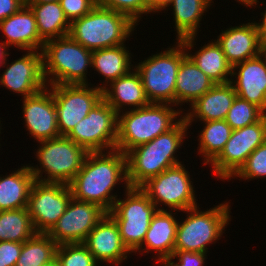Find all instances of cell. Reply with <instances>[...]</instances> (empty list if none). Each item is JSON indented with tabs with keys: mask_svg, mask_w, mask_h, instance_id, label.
Segmentation results:
<instances>
[{
	"mask_svg": "<svg viewBox=\"0 0 266 266\" xmlns=\"http://www.w3.org/2000/svg\"><path fill=\"white\" fill-rule=\"evenodd\" d=\"M264 115L259 107L236 96L225 121L232 130H236L258 122Z\"/></svg>",
	"mask_w": 266,
	"mask_h": 266,
	"instance_id": "cell-34",
	"label": "cell"
},
{
	"mask_svg": "<svg viewBox=\"0 0 266 266\" xmlns=\"http://www.w3.org/2000/svg\"><path fill=\"white\" fill-rule=\"evenodd\" d=\"M83 244L98 263L121 265L132 254L123 244L116 222L108 214L87 235Z\"/></svg>",
	"mask_w": 266,
	"mask_h": 266,
	"instance_id": "cell-19",
	"label": "cell"
},
{
	"mask_svg": "<svg viewBox=\"0 0 266 266\" xmlns=\"http://www.w3.org/2000/svg\"><path fill=\"white\" fill-rule=\"evenodd\" d=\"M71 198L68 184L35 181L27 208L36 232L47 233L64 214Z\"/></svg>",
	"mask_w": 266,
	"mask_h": 266,
	"instance_id": "cell-14",
	"label": "cell"
},
{
	"mask_svg": "<svg viewBox=\"0 0 266 266\" xmlns=\"http://www.w3.org/2000/svg\"><path fill=\"white\" fill-rule=\"evenodd\" d=\"M172 0H147L149 11L151 13H158L164 10Z\"/></svg>",
	"mask_w": 266,
	"mask_h": 266,
	"instance_id": "cell-43",
	"label": "cell"
},
{
	"mask_svg": "<svg viewBox=\"0 0 266 266\" xmlns=\"http://www.w3.org/2000/svg\"><path fill=\"white\" fill-rule=\"evenodd\" d=\"M96 5L125 14L135 24L140 22L143 14H151L147 0H96Z\"/></svg>",
	"mask_w": 266,
	"mask_h": 266,
	"instance_id": "cell-37",
	"label": "cell"
},
{
	"mask_svg": "<svg viewBox=\"0 0 266 266\" xmlns=\"http://www.w3.org/2000/svg\"><path fill=\"white\" fill-rule=\"evenodd\" d=\"M1 126H2V125H1V120H0V127H1ZM1 130H2V129L0 128V133H1ZM0 146H1V144H0Z\"/></svg>",
	"mask_w": 266,
	"mask_h": 266,
	"instance_id": "cell-49",
	"label": "cell"
},
{
	"mask_svg": "<svg viewBox=\"0 0 266 266\" xmlns=\"http://www.w3.org/2000/svg\"><path fill=\"white\" fill-rule=\"evenodd\" d=\"M58 244L47 233H36L23 242L15 266H44L56 258Z\"/></svg>",
	"mask_w": 266,
	"mask_h": 266,
	"instance_id": "cell-33",
	"label": "cell"
},
{
	"mask_svg": "<svg viewBox=\"0 0 266 266\" xmlns=\"http://www.w3.org/2000/svg\"><path fill=\"white\" fill-rule=\"evenodd\" d=\"M9 46L4 42L1 41L0 43V67H2L7 59L9 57Z\"/></svg>",
	"mask_w": 266,
	"mask_h": 266,
	"instance_id": "cell-44",
	"label": "cell"
},
{
	"mask_svg": "<svg viewBox=\"0 0 266 266\" xmlns=\"http://www.w3.org/2000/svg\"><path fill=\"white\" fill-rule=\"evenodd\" d=\"M217 38L215 41L232 67L263 52L254 21L226 28Z\"/></svg>",
	"mask_w": 266,
	"mask_h": 266,
	"instance_id": "cell-20",
	"label": "cell"
},
{
	"mask_svg": "<svg viewBox=\"0 0 266 266\" xmlns=\"http://www.w3.org/2000/svg\"><path fill=\"white\" fill-rule=\"evenodd\" d=\"M156 262H157V264L161 263L159 265H163V266H175L172 263V259H168V258H166V259H158V260H156Z\"/></svg>",
	"mask_w": 266,
	"mask_h": 266,
	"instance_id": "cell-47",
	"label": "cell"
},
{
	"mask_svg": "<svg viewBox=\"0 0 266 266\" xmlns=\"http://www.w3.org/2000/svg\"><path fill=\"white\" fill-rule=\"evenodd\" d=\"M102 90V98L117 112L137 109L150 104L146 97L139 73L132 69L125 76L119 77ZM134 107V108H133ZM123 108V109H122Z\"/></svg>",
	"mask_w": 266,
	"mask_h": 266,
	"instance_id": "cell-25",
	"label": "cell"
},
{
	"mask_svg": "<svg viewBox=\"0 0 266 266\" xmlns=\"http://www.w3.org/2000/svg\"><path fill=\"white\" fill-rule=\"evenodd\" d=\"M244 180L266 178V141L257 147L233 176Z\"/></svg>",
	"mask_w": 266,
	"mask_h": 266,
	"instance_id": "cell-36",
	"label": "cell"
},
{
	"mask_svg": "<svg viewBox=\"0 0 266 266\" xmlns=\"http://www.w3.org/2000/svg\"><path fill=\"white\" fill-rule=\"evenodd\" d=\"M266 141V114L256 123L232 131L220 155L211 163L217 179L231 180L250 154Z\"/></svg>",
	"mask_w": 266,
	"mask_h": 266,
	"instance_id": "cell-12",
	"label": "cell"
},
{
	"mask_svg": "<svg viewBox=\"0 0 266 266\" xmlns=\"http://www.w3.org/2000/svg\"><path fill=\"white\" fill-rule=\"evenodd\" d=\"M184 166L181 163L168 168L139 187L158 210L169 208V211L183 212L197 206L195 187L190 179V172ZM162 205L167 206V209Z\"/></svg>",
	"mask_w": 266,
	"mask_h": 266,
	"instance_id": "cell-10",
	"label": "cell"
},
{
	"mask_svg": "<svg viewBox=\"0 0 266 266\" xmlns=\"http://www.w3.org/2000/svg\"><path fill=\"white\" fill-rule=\"evenodd\" d=\"M130 54L125 44L92 51V69L103 75L102 77L105 78L103 83L106 81L100 86L97 85L98 88L103 90L108 86V83L125 76L134 69Z\"/></svg>",
	"mask_w": 266,
	"mask_h": 266,
	"instance_id": "cell-28",
	"label": "cell"
},
{
	"mask_svg": "<svg viewBox=\"0 0 266 266\" xmlns=\"http://www.w3.org/2000/svg\"><path fill=\"white\" fill-rule=\"evenodd\" d=\"M136 25L125 14L96 5L88 14L70 23L69 35L93 51L125 44Z\"/></svg>",
	"mask_w": 266,
	"mask_h": 266,
	"instance_id": "cell-4",
	"label": "cell"
},
{
	"mask_svg": "<svg viewBox=\"0 0 266 266\" xmlns=\"http://www.w3.org/2000/svg\"><path fill=\"white\" fill-rule=\"evenodd\" d=\"M229 204L221 203L207 211H200L199 206L183 211L188 214L183 222L178 221L174 250L208 253L207 245L220 240L231 220Z\"/></svg>",
	"mask_w": 266,
	"mask_h": 266,
	"instance_id": "cell-6",
	"label": "cell"
},
{
	"mask_svg": "<svg viewBox=\"0 0 266 266\" xmlns=\"http://www.w3.org/2000/svg\"><path fill=\"white\" fill-rule=\"evenodd\" d=\"M7 61L9 60L6 59L3 65L6 69L0 74L2 87L26 98L47 86L43 75L41 51L27 50L26 54L11 64Z\"/></svg>",
	"mask_w": 266,
	"mask_h": 266,
	"instance_id": "cell-16",
	"label": "cell"
},
{
	"mask_svg": "<svg viewBox=\"0 0 266 266\" xmlns=\"http://www.w3.org/2000/svg\"><path fill=\"white\" fill-rule=\"evenodd\" d=\"M236 96L231 82L217 83L189 106L183 118L189 126L198 119L201 122L225 120Z\"/></svg>",
	"mask_w": 266,
	"mask_h": 266,
	"instance_id": "cell-21",
	"label": "cell"
},
{
	"mask_svg": "<svg viewBox=\"0 0 266 266\" xmlns=\"http://www.w3.org/2000/svg\"><path fill=\"white\" fill-rule=\"evenodd\" d=\"M118 113L102 98L67 137L87 152L114 150L117 140Z\"/></svg>",
	"mask_w": 266,
	"mask_h": 266,
	"instance_id": "cell-11",
	"label": "cell"
},
{
	"mask_svg": "<svg viewBox=\"0 0 266 266\" xmlns=\"http://www.w3.org/2000/svg\"><path fill=\"white\" fill-rule=\"evenodd\" d=\"M35 181L28 164L5 177L0 176V211L27 208Z\"/></svg>",
	"mask_w": 266,
	"mask_h": 266,
	"instance_id": "cell-27",
	"label": "cell"
},
{
	"mask_svg": "<svg viewBox=\"0 0 266 266\" xmlns=\"http://www.w3.org/2000/svg\"><path fill=\"white\" fill-rule=\"evenodd\" d=\"M236 2H239L241 5L244 4V6L249 7V8H251L252 6L254 7L257 4H259L257 3L259 2V0H237Z\"/></svg>",
	"mask_w": 266,
	"mask_h": 266,
	"instance_id": "cell-45",
	"label": "cell"
},
{
	"mask_svg": "<svg viewBox=\"0 0 266 266\" xmlns=\"http://www.w3.org/2000/svg\"><path fill=\"white\" fill-rule=\"evenodd\" d=\"M127 180V157L120 150L88 152L82 168L68 184L72 197L94 203L109 213L117 200L113 190Z\"/></svg>",
	"mask_w": 266,
	"mask_h": 266,
	"instance_id": "cell-1",
	"label": "cell"
},
{
	"mask_svg": "<svg viewBox=\"0 0 266 266\" xmlns=\"http://www.w3.org/2000/svg\"><path fill=\"white\" fill-rule=\"evenodd\" d=\"M106 214L107 212L98 205L72 197L64 214L47 234L58 245L83 243Z\"/></svg>",
	"mask_w": 266,
	"mask_h": 266,
	"instance_id": "cell-15",
	"label": "cell"
},
{
	"mask_svg": "<svg viewBox=\"0 0 266 266\" xmlns=\"http://www.w3.org/2000/svg\"><path fill=\"white\" fill-rule=\"evenodd\" d=\"M44 266H61L59 261L55 258L51 262L45 264Z\"/></svg>",
	"mask_w": 266,
	"mask_h": 266,
	"instance_id": "cell-48",
	"label": "cell"
},
{
	"mask_svg": "<svg viewBox=\"0 0 266 266\" xmlns=\"http://www.w3.org/2000/svg\"><path fill=\"white\" fill-rule=\"evenodd\" d=\"M26 5L35 14L38 34L44 42L69 35L70 22L65 17L60 2Z\"/></svg>",
	"mask_w": 266,
	"mask_h": 266,
	"instance_id": "cell-30",
	"label": "cell"
},
{
	"mask_svg": "<svg viewBox=\"0 0 266 266\" xmlns=\"http://www.w3.org/2000/svg\"><path fill=\"white\" fill-rule=\"evenodd\" d=\"M41 53L47 86L88 84L86 75L87 69L92 67V51L70 35L44 42Z\"/></svg>",
	"mask_w": 266,
	"mask_h": 266,
	"instance_id": "cell-5",
	"label": "cell"
},
{
	"mask_svg": "<svg viewBox=\"0 0 266 266\" xmlns=\"http://www.w3.org/2000/svg\"><path fill=\"white\" fill-rule=\"evenodd\" d=\"M134 66L150 103L175 106V84L181 61L187 56L180 41Z\"/></svg>",
	"mask_w": 266,
	"mask_h": 266,
	"instance_id": "cell-8",
	"label": "cell"
},
{
	"mask_svg": "<svg viewBox=\"0 0 266 266\" xmlns=\"http://www.w3.org/2000/svg\"><path fill=\"white\" fill-rule=\"evenodd\" d=\"M212 2L213 0H172L167 5L164 10L169 6L173 7L176 41L197 35L202 16L211 7Z\"/></svg>",
	"mask_w": 266,
	"mask_h": 266,
	"instance_id": "cell-29",
	"label": "cell"
},
{
	"mask_svg": "<svg viewBox=\"0 0 266 266\" xmlns=\"http://www.w3.org/2000/svg\"><path fill=\"white\" fill-rule=\"evenodd\" d=\"M235 77L236 79L234 80ZM231 84L241 99L259 107L266 114V54L245 60L232 67Z\"/></svg>",
	"mask_w": 266,
	"mask_h": 266,
	"instance_id": "cell-18",
	"label": "cell"
},
{
	"mask_svg": "<svg viewBox=\"0 0 266 266\" xmlns=\"http://www.w3.org/2000/svg\"><path fill=\"white\" fill-rule=\"evenodd\" d=\"M203 130L200 131L198 155L204 158L203 164H211L222 152L225 144L232 134V128L225 120H214L202 122Z\"/></svg>",
	"mask_w": 266,
	"mask_h": 266,
	"instance_id": "cell-31",
	"label": "cell"
},
{
	"mask_svg": "<svg viewBox=\"0 0 266 266\" xmlns=\"http://www.w3.org/2000/svg\"><path fill=\"white\" fill-rule=\"evenodd\" d=\"M207 253L202 252H189V251H180L174 250V253L168 259H172V263L175 266H204L205 259H207ZM177 261H173V259Z\"/></svg>",
	"mask_w": 266,
	"mask_h": 266,
	"instance_id": "cell-40",
	"label": "cell"
},
{
	"mask_svg": "<svg viewBox=\"0 0 266 266\" xmlns=\"http://www.w3.org/2000/svg\"><path fill=\"white\" fill-rule=\"evenodd\" d=\"M38 143L41 145L35 155L40 168L38 165L36 167L28 165L35 180L69 184L82 168L88 152L67 136H59ZM43 173H45L44 176H42Z\"/></svg>",
	"mask_w": 266,
	"mask_h": 266,
	"instance_id": "cell-7",
	"label": "cell"
},
{
	"mask_svg": "<svg viewBox=\"0 0 266 266\" xmlns=\"http://www.w3.org/2000/svg\"><path fill=\"white\" fill-rule=\"evenodd\" d=\"M172 107L171 104L150 103L122 114L118 113L115 149L127 154L131 149L168 132L183 117V110Z\"/></svg>",
	"mask_w": 266,
	"mask_h": 266,
	"instance_id": "cell-3",
	"label": "cell"
},
{
	"mask_svg": "<svg viewBox=\"0 0 266 266\" xmlns=\"http://www.w3.org/2000/svg\"><path fill=\"white\" fill-rule=\"evenodd\" d=\"M260 22H256L254 21V24L256 26V29L258 31V35H259V40L261 42V45L263 46V48H266V10L262 13Z\"/></svg>",
	"mask_w": 266,
	"mask_h": 266,
	"instance_id": "cell-42",
	"label": "cell"
},
{
	"mask_svg": "<svg viewBox=\"0 0 266 266\" xmlns=\"http://www.w3.org/2000/svg\"><path fill=\"white\" fill-rule=\"evenodd\" d=\"M26 0H0V22L18 12Z\"/></svg>",
	"mask_w": 266,
	"mask_h": 266,
	"instance_id": "cell-41",
	"label": "cell"
},
{
	"mask_svg": "<svg viewBox=\"0 0 266 266\" xmlns=\"http://www.w3.org/2000/svg\"><path fill=\"white\" fill-rule=\"evenodd\" d=\"M124 199L117 198L107 213L117 224L123 244L133 253L143 244L157 207L139 188L124 185Z\"/></svg>",
	"mask_w": 266,
	"mask_h": 266,
	"instance_id": "cell-9",
	"label": "cell"
},
{
	"mask_svg": "<svg viewBox=\"0 0 266 266\" xmlns=\"http://www.w3.org/2000/svg\"><path fill=\"white\" fill-rule=\"evenodd\" d=\"M196 36H190L179 40L186 50V55L210 77L216 84L228 83L232 79V66L227 62L225 54L215 40L204 44L195 53L190 51L196 45ZM195 43V44H194ZM190 53H189V51Z\"/></svg>",
	"mask_w": 266,
	"mask_h": 266,
	"instance_id": "cell-24",
	"label": "cell"
},
{
	"mask_svg": "<svg viewBox=\"0 0 266 266\" xmlns=\"http://www.w3.org/2000/svg\"><path fill=\"white\" fill-rule=\"evenodd\" d=\"M175 211L157 210L153 215L143 244L136 251L143 255L149 251L155 252L156 259H166L173 255L178 226ZM175 216H174V215ZM145 247H144V246Z\"/></svg>",
	"mask_w": 266,
	"mask_h": 266,
	"instance_id": "cell-23",
	"label": "cell"
},
{
	"mask_svg": "<svg viewBox=\"0 0 266 266\" xmlns=\"http://www.w3.org/2000/svg\"><path fill=\"white\" fill-rule=\"evenodd\" d=\"M23 243L0 242V266H15L21 254Z\"/></svg>",
	"mask_w": 266,
	"mask_h": 266,
	"instance_id": "cell-39",
	"label": "cell"
},
{
	"mask_svg": "<svg viewBox=\"0 0 266 266\" xmlns=\"http://www.w3.org/2000/svg\"><path fill=\"white\" fill-rule=\"evenodd\" d=\"M56 259L61 266L100 265L83 243H66L58 245Z\"/></svg>",
	"mask_w": 266,
	"mask_h": 266,
	"instance_id": "cell-35",
	"label": "cell"
},
{
	"mask_svg": "<svg viewBox=\"0 0 266 266\" xmlns=\"http://www.w3.org/2000/svg\"><path fill=\"white\" fill-rule=\"evenodd\" d=\"M90 84L51 85L60 136H67L102 99V90Z\"/></svg>",
	"mask_w": 266,
	"mask_h": 266,
	"instance_id": "cell-13",
	"label": "cell"
},
{
	"mask_svg": "<svg viewBox=\"0 0 266 266\" xmlns=\"http://www.w3.org/2000/svg\"><path fill=\"white\" fill-rule=\"evenodd\" d=\"M216 83L186 56L179 66L175 84V106L191 105ZM184 103V104H183Z\"/></svg>",
	"mask_w": 266,
	"mask_h": 266,
	"instance_id": "cell-26",
	"label": "cell"
},
{
	"mask_svg": "<svg viewBox=\"0 0 266 266\" xmlns=\"http://www.w3.org/2000/svg\"><path fill=\"white\" fill-rule=\"evenodd\" d=\"M25 127L37 142L60 136L51 86L23 99Z\"/></svg>",
	"mask_w": 266,
	"mask_h": 266,
	"instance_id": "cell-17",
	"label": "cell"
},
{
	"mask_svg": "<svg viewBox=\"0 0 266 266\" xmlns=\"http://www.w3.org/2000/svg\"><path fill=\"white\" fill-rule=\"evenodd\" d=\"M59 2L70 23L88 14L96 6V0H60Z\"/></svg>",
	"mask_w": 266,
	"mask_h": 266,
	"instance_id": "cell-38",
	"label": "cell"
},
{
	"mask_svg": "<svg viewBox=\"0 0 266 266\" xmlns=\"http://www.w3.org/2000/svg\"><path fill=\"white\" fill-rule=\"evenodd\" d=\"M60 0H26V4H43L48 2H59Z\"/></svg>",
	"mask_w": 266,
	"mask_h": 266,
	"instance_id": "cell-46",
	"label": "cell"
},
{
	"mask_svg": "<svg viewBox=\"0 0 266 266\" xmlns=\"http://www.w3.org/2000/svg\"><path fill=\"white\" fill-rule=\"evenodd\" d=\"M36 233L28 208L0 211V242L23 243Z\"/></svg>",
	"mask_w": 266,
	"mask_h": 266,
	"instance_id": "cell-32",
	"label": "cell"
},
{
	"mask_svg": "<svg viewBox=\"0 0 266 266\" xmlns=\"http://www.w3.org/2000/svg\"><path fill=\"white\" fill-rule=\"evenodd\" d=\"M189 125L182 117L168 132L131 149L127 154V180L130 187H140L148 179L181 164L175 156L183 145Z\"/></svg>",
	"mask_w": 266,
	"mask_h": 266,
	"instance_id": "cell-2",
	"label": "cell"
},
{
	"mask_svg": "<svg viewBox=\"0 0 266 266\" xmlns=\"http://www.w3.org/2000/svg\"><path fill=\"white\" fill-rule=\"evenodd\" d=\"M0 30L9 47L21 50L42 51L44 41L38 34L34 12L26 4L16 13L0 22Z\"/></svg>",
	"mask_w": 266,
	"mask_h": 266,
	"instance_id": "cell-22",
	"label": "cell"
}]
</instances>
